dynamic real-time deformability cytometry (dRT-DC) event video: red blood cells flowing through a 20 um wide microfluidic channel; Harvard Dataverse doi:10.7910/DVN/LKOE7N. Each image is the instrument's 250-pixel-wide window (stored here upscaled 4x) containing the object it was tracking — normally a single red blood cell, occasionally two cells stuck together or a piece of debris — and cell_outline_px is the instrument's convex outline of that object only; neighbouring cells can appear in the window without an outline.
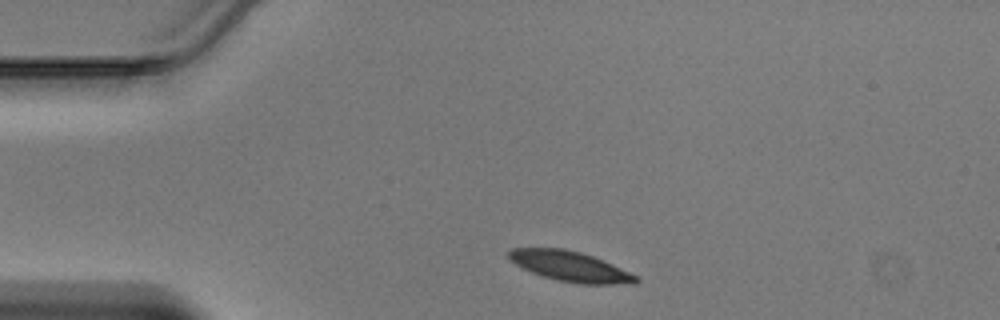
{"species": "Egyptian fruit bat (a non-hibernating species)", "species_latin": "Rousettus aegyptiacus", "temperature_condition": "warm", "stored_images_in_passage": 33, "camera_frame_rate_fps": 3000, "um_per_image_px": 0.085, "animal": {"sex": "male"}, "frame": {"image": 1, "passage_image": 2, "time_ms": 0.333, "image_size_px": [1000, 320], "cell_outline_px": [[640, 280], [636, 284], [576, 284], [556, 280], [532, 272], [516, 264], [508, 256], [508, 252], [512, 248], [564, 248], [580, 252], [592, 256], [612, 264], [640, 276]], "centroid_in_image_um": [48.54, 22.65], "position_along_channel_um": 36.5, "area_um2": 22.37}}
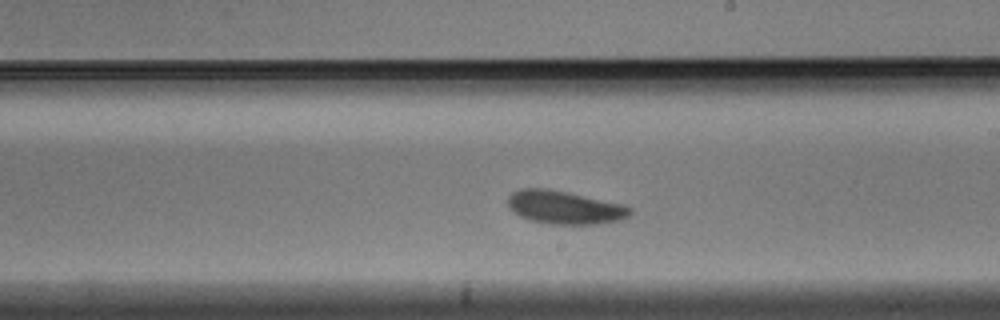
{"frame": {"image": 2, "passage_image": 19, "time_ms": 6.0, "image_size_px": [1000, 320], "cell_outline_px": [[632, 212], [628, 216], [620, 220], [596, 224], [552, 224], [532, 220], [520, 216], [508, 204], [508, 196], [512, 192], [520, 188], [548, 188], [568, 192], [624, 204], [632, 208]], "centroid_in_image_um": [48.02, 17.61], "position_along_channel_um": 241.0, "area_um2": 23.58}}
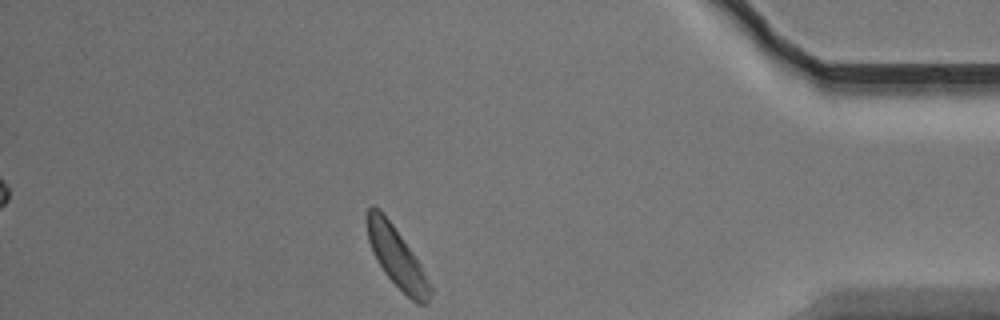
{"frame": {"image": 3, "passage_image": 33, "time_ms": 10.667, "image_size_px": [1000, 320], "cell_outline_px": [[432, 292], [428, 304], [416, 304], [384, 272], [372, 252], [368, 240], [368, 208], [372, 204], [380, 208], [392, 224], [412, 252], [420, 264], [432, 284]], "centroid_in_image_um": [33.76, 21.9], "position_along_channel_um": 401.4, "area_um2": 21.73}}